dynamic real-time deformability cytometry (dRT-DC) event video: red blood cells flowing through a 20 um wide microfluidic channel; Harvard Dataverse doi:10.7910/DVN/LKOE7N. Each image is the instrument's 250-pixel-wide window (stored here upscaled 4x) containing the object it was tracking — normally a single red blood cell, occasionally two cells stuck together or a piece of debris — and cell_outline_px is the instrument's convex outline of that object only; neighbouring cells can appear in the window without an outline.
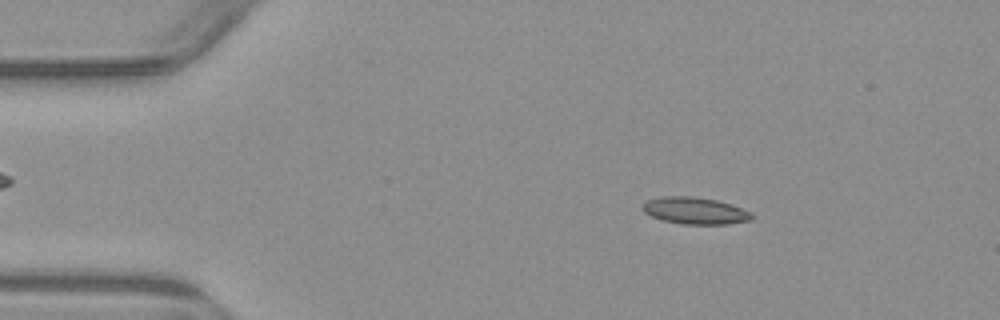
{"species": "common noctule bat (a hibernating species)", "species_latin": "Nyctalus noctula", "temperature_condition": "warm", "stored_images_in_passage": 4, "camera_frame_rate_fps": 3000, "um_per_image_px": 0.085, "animal": {"sex": "male", "body_mass_g": 23.1, "forearm_length_mm": 52.7}, "frame": {"image": 1, "passage_image": 1, "time_ms": 0.0, "image_size_px": [1000, 320], "cell_outline_px": [[752, 220], [728, 224], [684, 224], [660, 220], [644, 212], [640, 208], [648, 200], [660, 196], [696, 196], [716, 200], [732, 204], [752, 212]], "centroid_in_image_um": [59.08, 17.9], "position_along_channel_um": 25.9, "area_um2": 17.28}}
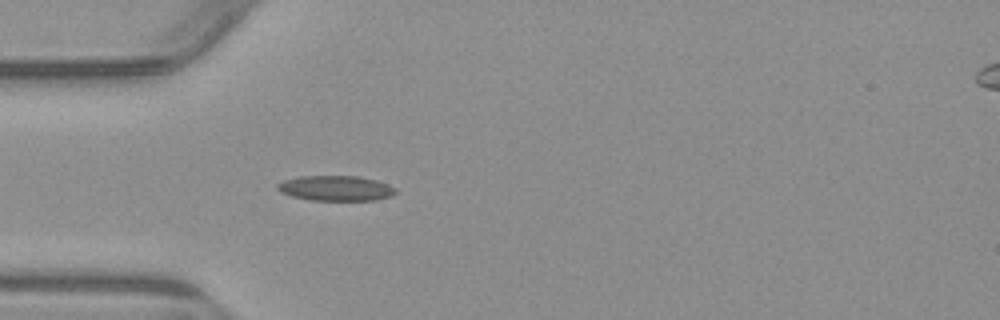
{"frame": {"image": 2, "passage_image": 3, "time_ms": 2.333, "image_size_px": [1000, 320], "cell_outline_px": [[396, 192], [392, 196], [376, 200], [312, 200], [292, 196], [280, 192], [276, 188], [276, 184], [284, 180], [300, 176], [360, 176], [376, 180], [388, 184], [396, 188]], "centroid_in_image_um": [28.55, 15.99], "position_along_channel_um": 56.5, "area_um2": 17.4}}